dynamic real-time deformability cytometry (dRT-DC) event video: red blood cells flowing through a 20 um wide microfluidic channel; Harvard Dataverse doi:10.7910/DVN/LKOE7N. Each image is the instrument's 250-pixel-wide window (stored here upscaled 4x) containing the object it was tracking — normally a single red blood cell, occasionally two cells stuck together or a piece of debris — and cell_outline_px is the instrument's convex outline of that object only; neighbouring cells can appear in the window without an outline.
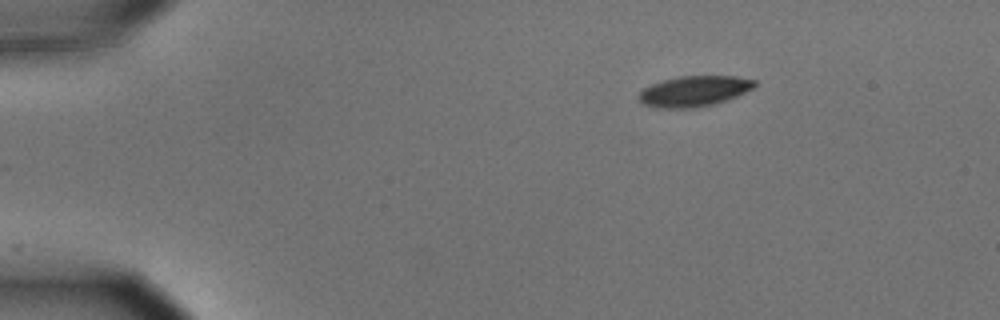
{"species": "common noctule bat (a hibernating species)", "species_latin": "Nyctalus noctula", "temperature_condition": "cold", "stored_images_in_passage": 21, "camera_frame_rate_fps": 3000, "um_per_image_px": 0.085, "animal": {"sex": "male", "body_mass_g": 15.6}, "frame": {"image": 1, "passage_image": 1, "time_ms": 0.0, "image_size_px": [1000, 320], "cell_outline_px": [[756, 84], [752, 88], [736, 96], [712, 104], [692, 108], [656, 108], [644, 104], [636, 96], [644, 88], [652, 84], [676, 76], [736, 76], [756, 80]], "centroid_in_image_um": [58.96, 7.74], "position_along_channel_um": 26.0, "area_um2": 20.46}}
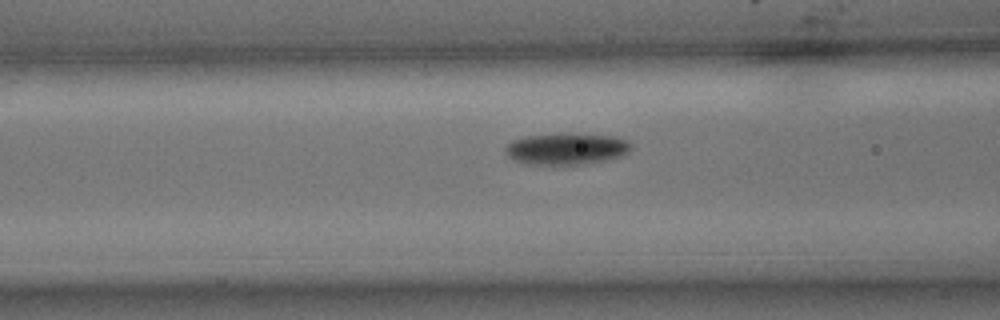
{"frame": {"image": 2, "passage_image": 15, "time_ms": 4.667, "image_size_px": [1000, 320], "cell_outline_px": [[632, 148], [624, 156], [608, 160], [588, 164], [524, 164], [512, 160], [504, 152], [504, 148], [512, 140], [528, 136], [616, 136], [628, 140], [632, 144]], "centroid_in_image_um": [48.17, 12.71], "position_along_channel_um": 118.4, "area_um2": 22.54}}
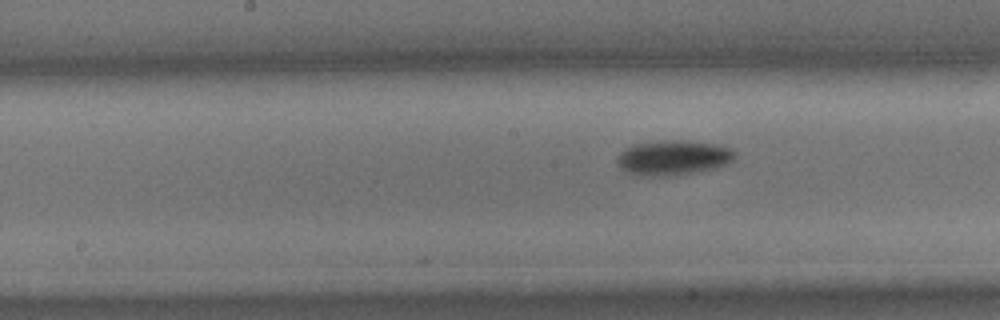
{"frame": {"image": 3, "passage_image": 21, "time_ms": 6.667, "image_size_px": [1000, 320], "cell_outline_px": [[736, 156], [732, 160], [716, 168], [676, 176], [636, 176], [628, 172], [616, 160], [620, 152], [632, 144], [660, 140], [680, 140], [712, 144], [732, 148], [736, 152]], "centroid_in_image_um": [57.22, 13.41], "position_along_channel_um": 191.0, "area_um2": 23.99}}